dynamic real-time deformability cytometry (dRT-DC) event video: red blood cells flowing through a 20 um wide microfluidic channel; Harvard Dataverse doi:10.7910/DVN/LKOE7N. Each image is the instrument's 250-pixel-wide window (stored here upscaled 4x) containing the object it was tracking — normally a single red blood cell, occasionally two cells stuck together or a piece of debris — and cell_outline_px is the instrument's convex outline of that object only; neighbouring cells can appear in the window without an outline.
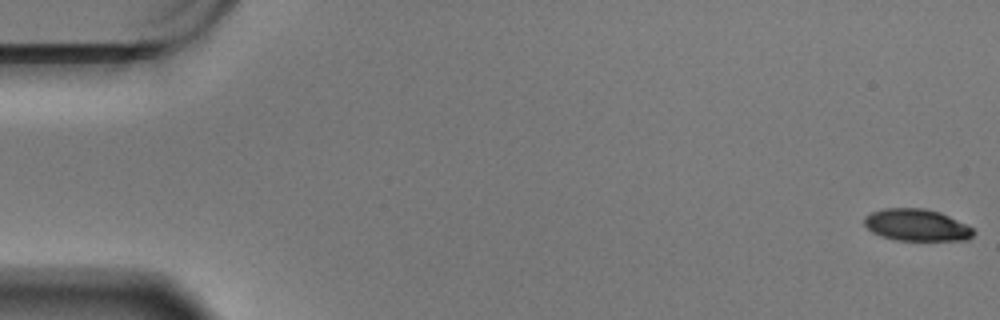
{"species": "Egyptian fruit bat (a non-hibernating species)", "species_latin": "Rousettus aegyptiacus", "temperature_condition": "warm", "stored_images_in_passage": 61, "camera_frame_rate_fps": 3000, "um_per_image_px": 0.085, "animal": {"sex": "male"}, "frame": {"image": 1, "passage_image": 1, "time_ms": 0.0, "image_size_px": [1000, 320], "cell_outline_px": [[976, 232], [968, 240], [896, 240], [880, 236], [872, 232], [864, 224], [864, 216], [872, 212], [884, 208], [924, 208], [940, 212], [972, 228]], "centroid_in_image_um": [77.89, 19.13], "position_along_channel_um": 7.1, "area_um2": 20.23}}
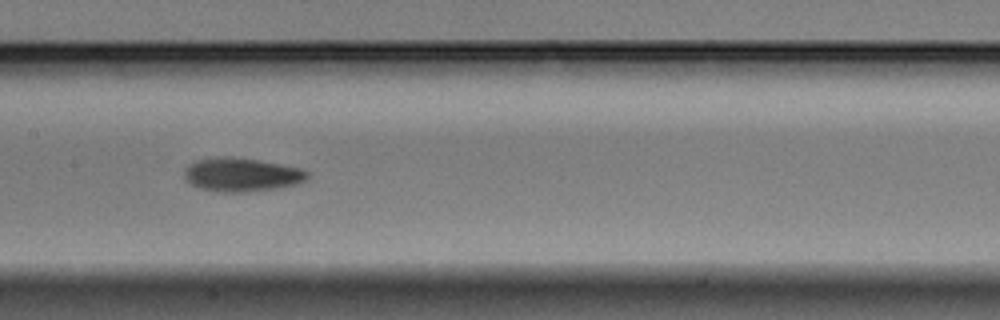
{"frame": {"image": 2, "passage_image": 30, "time_ms": 9.667, "image_size_px": [1000, 320], "cell_outline_px": [[308, 180], [296, 184], [276, 188], [244, 192], [216, 192], [200, 188], [192, 184], [184, 176], [184, 168], [188, 164], [196, 160], [220, 156], [232, 156], [260, 160], [304, 168], [308, 172]], "centroid_in_image_um": [20.55, 14.83], "position_along_channel_um": 186.8, "area_um2": 24.45}}
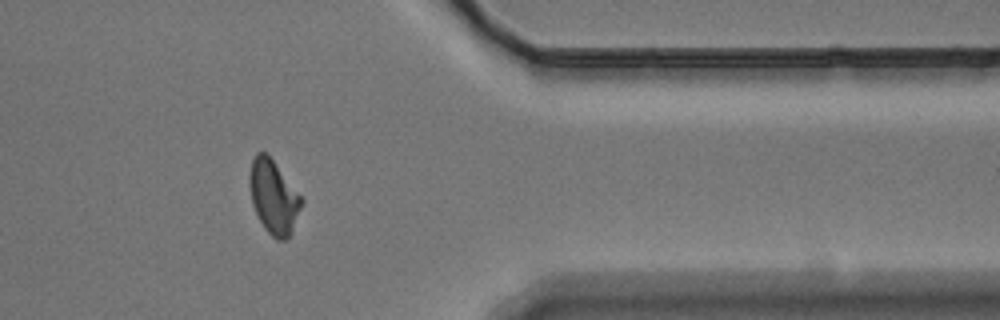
{"frame": {"image": 3, "passage_image": 49, "time_ms": 16.0, "image_size_px": [1000, 320], "cell_outline_px": [[304, 200], [292, 228], [288, 236], [284, 240], [276, 240], [264, 228], [252, 204], [248, 184], [248, 176], [252, 160], [256, 152], [268, 152]], "centroid_in_image_um": [23.22, 16.68], "position_along_channel_um": 388.2, "area_um2": 22.31}, "authors_computed_cell_mechanics": {"area_um2": 22.1952, "velocity_mm_per_s": 3.4282, "shape_relaxation_time_tau1_ms": 4.6936, "shape_relaxation_time_tau2_ms": 5.9407, "deformation_change_tau1": 0.1549, "deformation_change_tau2": 0.108}}